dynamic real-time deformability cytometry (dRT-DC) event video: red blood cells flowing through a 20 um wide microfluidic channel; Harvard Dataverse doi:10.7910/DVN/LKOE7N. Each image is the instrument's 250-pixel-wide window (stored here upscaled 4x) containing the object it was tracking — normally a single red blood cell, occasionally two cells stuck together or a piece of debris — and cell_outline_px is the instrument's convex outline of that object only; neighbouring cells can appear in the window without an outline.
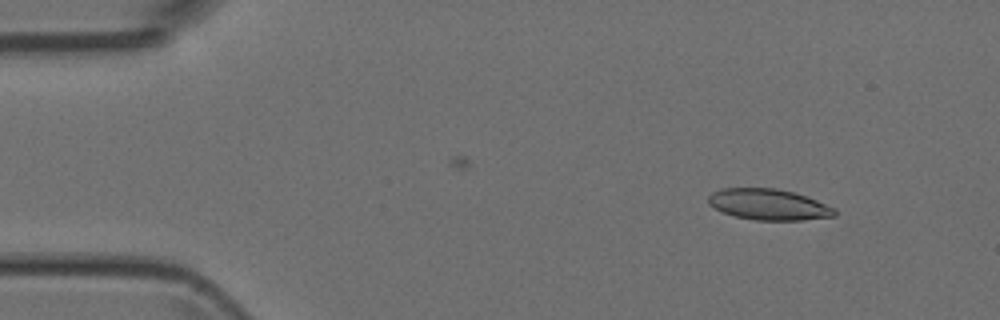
{"species": "Egyptian fruit bat (a non-hibernating species)", "species_latin": "Rousettus aegyptiacus", "temperature_condition": "room temperature", "stored_images_in_passage": 43, "camera_frame_rate_fps": 3000, "um_per_image_px": 0.085, "animal": {"sex": "female"}, "frame": {"image": 1, "passage_image": 1, "time_ms": 0.0, "image_size_px": [1000, 320], "cell_outline_px": [[836, 216], [804, 220], [756, 220], [736, 216], [720, 212], [708, 204], [708, 196], [712, 192], [720, 188], [776, 188], [792, 192], [816, 200], [836, 208]], "centroid_in_image_um": [65.31, 17.38], "position_along_channel_um": 19.7, "area_um2": 22.89}}
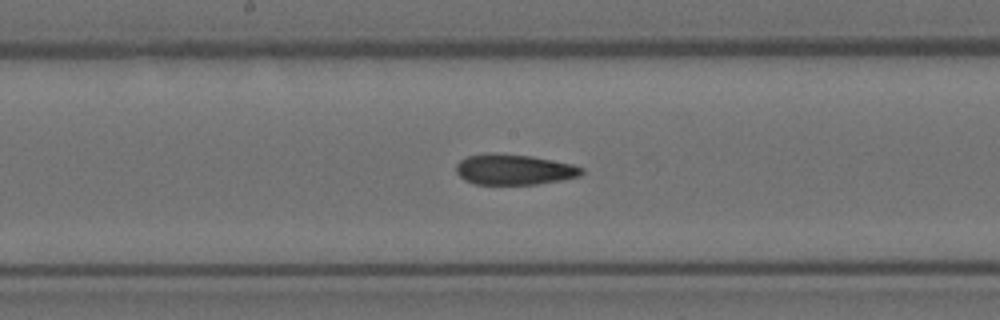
{"frame": {"image": 2, "passage_image": 20, "time_ms": 6.333, "image_size_px": [1000, 320], "cell_outline_px": [[584, 172], [580, 176], [560, 180], [536, 184], [476, 184], [464, 180], [456, 172], [456, 164], [460, 160], [468, 156], [492, 152], [532, 156], [572, 164], [584, 168]], "centroid_in_image_um": [43.69, 14.4], "position_along_channel_um": 204.5, "area_um2": 22.37}}
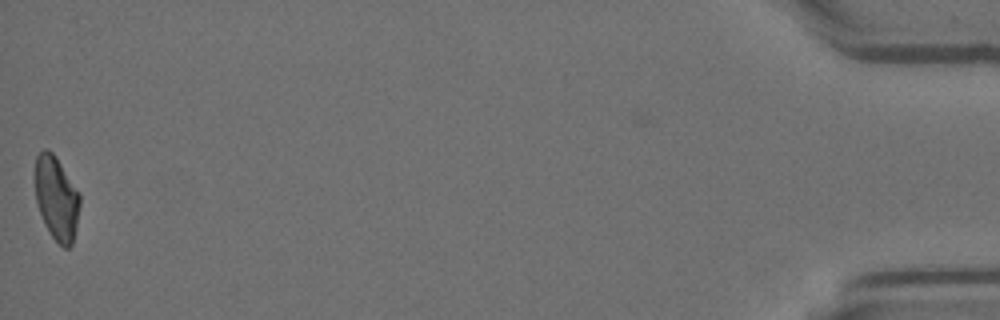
{"frame": {"image": 3, "passage_image": 43, "time_ms": 14.0, "image_size_px": [1000, 320], "cell_outline_px": [[80, 204], [76, 228], [72, 244], [68, 248], [64, 248], [52, 236], [36, 204], [36, 156], [44, 148], [48, 148], [56, 156], [80, 192]], "centroid_in_image_um": [4.83, 16.81], "position_along_channel_um": 430.4, "area_um2": 21.73}}